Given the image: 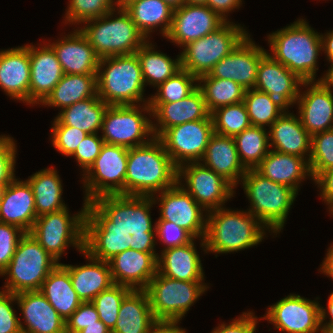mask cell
<instances>
[{
    "label": "cell",
    "mask_w": 333,
    "mask_h": 333,
    "mask_svg": "<svg viewBox=\"0 0 333 333\" xmlns=\"http://www.w3.org/2000/svg\"><path fill=\"white\" fill-rule=\"evenodd\" d=\"M152 196L106 195L86 204L84 251L108 262L127 249L156 253Z\"/></svg>",
    "instance_id": "obj_1"
},
{
    "label": "cell",
    "mask_w": 333,
    "mask_h": 333,
    "mask_svg": "<svg viewBox=\"0 0 333 333\" xmlns=\"http://www.w3.org/2000/svg\"><path fill=\"white\" fill-rule=\"evenodd\" d=\"M177 176L178 168L159 138L129 148L125 195L153 196L174 186Z\"/></svg>",
    "instance_id": "obj_2"
},
{
    "label": "cell",
    "mask_w": 333,
    "mask_h": 333,
    "mask_svg": "<svg viewBox=\"0 0 333 333\" xmlns=\"http://www.w3.org/2000/svg\"><path fill=\"white\" fill-rule=\"evenodd\" d=\"M268 229L248 210L225 206L207 212L206 233L200 246L205 253H234L258 245Z\"/></svg>",
    "instance_id": "obj_3"
},
{
    "label": "cell",
    "mask_w": 333,
    "mask_h": 333,
    "mask_svg": "<svg viewBox=\"0 0 333 333\" xmlns=\"http://www.w3.org/2000/svg\"><path fill=\"white\" fill-rule=\"evenodd\" d=\"M269 53L304 82L316 80L317 59L322 51L321 34L300 18L283 29L268 34Z\"/></svg>",
    "instance_id": "obj_4"
},
{
    "label": "cell",
    "mask_w": 333,
    "mask_h": 333,
    "mask_svg": "<svg viewBox=\"0 0 333 333\" xmlns=\"http://www.w3.org/2000/svg\"><path fill=\"white\" fill-rule=\"evenodd\" d=\"M106 66V67H105ZM136 53L102 58L97 71V95L108 105L149 103Z\"/></svg>",
    "instance_id": "obj_5"
},
{
    "label": "cell",
    "mask_w": 333,
    "mask_h": 333,
    "mask_svg": "<svg viewBox=\"0 0 333 333\" xmlns=\"http://www.w3.org/2000/svg\"><path fill=\"white\" fill-rule=\"evenodd\" d=\"M239 184L250 202L247 210L269 233H280L298 193L287 185L262 176L255 169H248Z\"/></svg>",
    "instance_id": "obj_6"
},
{
    "label": "cell",
    "mask_w": 333,
    "mask_h": 333,
    "mask_svg": "<svg viewBox=\"0 0 333 333\" xmlns=\"http://www.w3.org/2000/svg\"><path fill=\"white\" fill-rule=\"evenodd\" d=\"M77 28L86 36L100 59L134 54L147 41L129 13L121 8H115L106 15L88 20L83 23V27L81 25Z\"/></svg>",
    "instance_id": "obj_7"
},
{
    "label": "cell",
    "mask_w": 333,
    "mask_h": 333,
    "mask_svg": "<svg viewBox=\"0 0 333 333\" xmlns=\"http://www.w3.org/2000/svg\"><path fill=\"white\" fill-rule=\"evenodd\" d=\"M58 264L30 233H25L10 263L0 274L8 277L3 290L13 294L40 290L48 274Z\"/></svg>",
    "instance_id": "obj_8"
},
{
    "label": "cell",
    "mask_w": 333,
    "mask_h": 333,
    "mask_svg": "<svg viewBox=\"0 0 333 333\" xmlns=\"http://www.w3.org/2000/svg\"><path fill=\"white\" fill-rule=\"evenodd\" d=\"M208 288L204 281L176 280L157 272L145 290L158 322L179 323Z\"/></svg>",
    "instance_id": "obj_9"
},
{
    "label": "cell",
    "mask_w": 333,
    "mask_h": 333,
    "mask_svg": "<svg viewBox=\"0 0 333 333\" xmlns=\"http://www.w3.org/2000/svg\"><path fill=\"white\" fill-rule=\"evenodd\" d=\"M243 27L230 21L224 22L215 31L188 43L180 53L181 68L197 78L208 74L249 34Z\"/></svg>",
    "instance_id": "obj_10"
},
{
    "label": "cell",
    "mask_w": 333,
    "mask_h": 333,
    "mask_svg": "<svg viewBox=\"0 0 333 333\" xmlns=\"http://www.w3.org/2000/svg\"><path fill=\"white\" fill-rule=\"evenodd\" d=\"M86 204L77 214H69L68 208L36 218L30 234L58 262L69 246L84 250V218ZM71 215V216H70Z\"/></svg>",
    "instance_id": "obj_11"
},
{
    "label": "cell",
    "mask_w": 333,
    "mask_h": 333,
    "mask_svg": "<svg viewBox=\"0 0 333 333\" xmlns=\"http://www.w3.org/2000/svg\"><path fill=\"white\" fill-rule=\"evenodd\" d=\"M151 116L152 111L149 103L109 105L104 114L101 137L106 144L127 148L144 145L155 137L152 128L153 121L150 120Z\"/></svg>",
    "instance_id": "obj_12"
},
{
    "label": "cell",
    "mask_w": 333,
    "mask_h": 333,
    "mask_svg": "<svg viewBox=\"0 0 333 333\" xmlns=\"http://www.w3.org/2000/svg\"><path fill=\"white\" fill-rule=\"evenodd\" d=\"M129 148L106 144L95 162L83 175L84 201L92 202L106 195H125Z\"/></svg>",
    "instance_id": "obj_13"
},
{
    "label": "cell",
    "mask_w": 333,
    "mask_h": 333,
    "mask_svg": "<svg viewBox=\"0 0 333 333\" xmlns=\"http://www.w3.org/2000/svg\"><path fill=\"white\" fill-rule=\"evenodd\" d=\"M177 178L178 183L207 212L225 206L224 203L236 194L235 188L226 179L202 162L181 165L178 168Z\"/></svg>",
    "instance_id": "obj_14"
},
{
    "label": "cell",
    "mask_w": 333,
    "mask_h": 333,
    "mask_svg": "<svg viewBox=\"0 0 333 333\" xmlns=\"http://www.w3.org/2000/svg\"><path fill=\"white\" fill-rule=\"evenodd\" d=\"M214 133L211 114L202 120L186 122L167 129L159 139L177 168L200 162Z\"/></svg>",
    "instance_id": "obj_15"
},
{
    "label": "cell",
    "mask_w": 333,
    "mask_h": 333,
    "mask_svg": "<svg viewBox=\"0 0 333 333\" xmlns=\"http://www.w3.org/2000/svg\"><path fill=\"white\" fill-rule=\"evenodd\" d=\"M298 294L282 298L267 308L260 319L269 321L278 331L286 333H318L320 324V303Z\"/></svg>",
    "instance_id": "obj_16"
},
{
    "label": "cell",
    "mask_w": 333,
    "mask_h": 333,
    "mask_svg": "<svg viewBox=\"0 0 333 333\" xmlns=\"http://www.w3.org/2000/svg\"><path fill=\"white\" fill-rule=\"evenodd\" d=\"M152 198L154 204L160 202V217L157 220L174 222L187 230L195 240H204L207 211L178 182L158 195L154 194Z\"/></svg>",
    "instance_id": "obj_17"
},
{
    "label": "cell",
    "mask_w": 333,
    "mask_h": 333,
    "mask_svg": "<svg viewBox=\"0 0 333 333\" xmlns=\"http://www.w3.org/2000/svg\"><path fill=\"white\" fill-rule=\"evenodd\" d=\"M303 82L267 52L260 59L254 89L267 93L278 108L289 112L290 105H295L298 99Z\"/></svg>",
    "instance_id": "obj_18"
},
{
    "label": "cell",
    "mask_w": 333,
    "mask_h": 333,
    "mask_svg": "<svg viewBox=\"0 0 333 333\" xmlns=\"http://www.w3.org/2000/svg\"><path fill=\"white\" fill-rule=\"evenodd\" d=\"M267 52L248 34L229 55L213 66L208 75L233 80L246 90L254 89L260 59Z\"/></svg>",
    "instance_id": "obj_19"
},
{
    "label": "cell",
    "mask_w": 333,
    "mask_h": 333,
    "mask_svg": "<svg viewBox=\"0 0 333 333\" xmlns=\"http://www.w3.org/2000/svg\"><path fill=\"white\" fill-rule=\"evenodd\" d=\"M307 90L299 93L298 115L301 124L312 136L333 129V90L321 80L303 82Z\"/></svg>",
    "instance_id": "obj_20"
},
{
    "label": "cell",
    "mask_w": 333,
    "mask_h": 333,
    "mask_svg": "<svg viewBox=\"0 0 333 333\" xmlns=\"http://www.w3.org/2000/svg\"><path fill=\"white\" fill-rule=\"evenodd\" d=\"M224 22L207 5L185 3L174 10L172 25L166 38L183 48L215 31Z\"/></svg>",
    "instance_id": "obj_21"
},
{
    "label": "cell",
    "mask_w": 333,
    "mask_h": 333,
    "mask_svg": "<svg viewBox=\"0 0 333 333\" xmlns=\"http://www.w3.org/2000/svg\"><path fill=\"white\" fill-rule=\"evenodd\" d=\"M44 44V45H43ZM30 44L29 105L42 104L64 75L54 50L47 44Z\"/></svg>",
    "instance_id": "obj_22"
},
{
    "label": "cell",
    "mask_w": 333,
    "mask_h": 333,
    "mask_svg": "<svg viewBox=\"0 0 333 333\" xmlns=\"http://www.w3.org/2000/svg\"><path fill=\"white\" fill-rule=\"evenodd\" d=\"M158 253L127 249L108 261L113 283L145 290L157 273Z\"/></svg>",
    "instance_id": "obj_23"
},
{
    "label": "cell",
    "mask_w": 333,
    "mask_h": 333,
    "mask_svg": "<svg viewBox=\"0 0 333 333\" xmlns=\"http://www.w3.org/2000/svg\"><path fill=\"white\" fill-rule=\"evenodd\" d=\"M16 302L26 325L20 320L22 333H66L65 320L39 290L17 293Z\"/></svg>",
    "instance_id": "obj_24"
},
{
    "label": "cell",
    "mask_w": 333,
    "mask_h": 333,
    "mask_svg": "<svg viewBox=\"0 0 333 333\" xmlns=\"http://www.w3.org/2000/svg\"><path fill=\"white\" fill-rule=\"evenodd\" d=\"M152 111L154 136L159 138L167 129L192 122L206 119L210 113L207 110L203 93L197 87L186 98L170 103H149Z\"/></svg>",
    "instance_id": "obj_25"
},
{
    "label": "cell",
    "mask_w": 333,
    "mask_h": 333,
    "mask_svg": "<svg viewBox=\"0 0 333 333\" xmlns=\"http://www.w3.org/2000/svg\"><path fill=\"white\" fill-rule=\"evenodd\" d=\"M30 44L0 50V88L12 100L29 104Z\"/></svg>",
    "instance_id": "obj_26"
},
{
    "label": "cell",
    "mask_w": 333,
    "mask_h": 333,
    "mask_svg": "<svg viewBox=\"0 0 333 333\" xmlns=\"http://www.w3.org/2000/svg\"><path fill=\"white\" fill-rule=\"evenodd\" d=\"M72 32L47 43L54 50L64 74H97L99 56L79 28Z\"/></svg>",
    "instance_id": "obj_27"
},
{
    "label": "cell",
    "mask_w": 333,
    "mask_h": 333,
    "mask_svg": "<svg viewBox=\"0 0 333 333\" xmlns=\"http://www.w3.org/2000/svg\"><path fill=\"white\" fill-rule=\"evenodd\" d=\"M35 199L27 180L16 177L7 185L0 202V222L20 227L26 233L36 221Z\"/></svg>",
    "instance_id": "obj_28"
},
{
    "label": "cell",
    "mask_w": 333,
    "mask_h": 333,
    "mask_svg": "<svg viewBox=\"0 0 333 333\" xmlns=\"http://www.w3.org/2000/svg\"><path fill=\"white\" fill-rule=\"evenodd\" d=\"M271 150L296 155L309 161L312 136L301 124L299 116L283 112L269 127ZM307 155V156H306Z\"/></svg>",
    "instance_id": "obj_29"
},
{
    "label": "cell",
    "mask_w": 333,
    "mask_h": 333,
    "mask_svg": "<svg viewBox=\"0 0 333 333\" xmlns=\"http://www.w3.org/2000/svg\"><path fill=\"white\" fill-rule=\"evenodd\" d=\"M209 169L237 187L246 169L241 164L234 137L213 133L201 161Z\"/></svg>",
    "instance_id": "obj_30"
},
{
    "label": "cell",
    "mask_w": 333,
    "mask_h": 333,
    "mask_svg": "<svg viewBox=\"0 0 333 333\" xmlns=\"http://www.w3.org/2000/svg\"><path fill=\"white\" fill-rule=\"evenodd\" d=\"M89 263L84 265H62L69 271L70 280L78 298L91 302L99 293L113 285L109 263L97 260L81 252Z\"/></svg>",
    "instance_id": "obj_31"
},
{
    "label": "cell",
    "mask_w": 333,
    "mask_h": 333,
    "mask_svg": "<svg viewBox=\"0 0 333 333\" xmlns=\"http://www.w3.org/2000/svg\"><path fill=\"white\" fill-rule=\"evenodd\" d=\"M195 240L160 252L157 272L163 276L182 281H204L205 275Z\"/></svg>",
    "instance_id": "obj_32"
},
{
    "label": "cell",
    "mask_w": 333,
    "mask_h": 333,
    "mask_svg": "<svg viewBox=\"0 0 333 333\" xmlns=\"http://www.w3.org/2000/svg\"><path fill=\"white\" fill-rule=\"evenodd\" d=\"M255 170L271 181L293 188L297 193L307 176L312 179L305 158L275 150H270Z\"/></svg>",
    "instance_id": "obj_33"
},
{
    "label": "cell",
    "mask_w": 333,
    "mask_h": 333,
    "mask_svg": "<svg viewBox=\"0 0 333 333\" xmlns=\"http://www.w3.org/2000/svg\"><path fill=\"white\" fill-rule=\"evenodd\" d=\"M157 323L146 290H131L120 305L111 333H149Z\"/></svg>",
    "instance_id": "obj_34"
},
{
    "label": "cell",
    "mask_w": 333,
    "mask_h": 333,
    "mask_svg": "<svg viewBox=\"0 0 333 333\" xmlns=\"http://www.w3.org/2000/svg\"><path fill=\"white\" fill-rule=\"evenodd\" d=\"M39 291L65 321L82 303L72 286L69 271L62 263L48 274Z\"/></svg>",
    "instance_id": "obj_35"
},
{
    "label": "cell",
    "mask_w": 333,
    "mask_h": 333,
    "mask_svg": "<svg viewBox=\"0 0 333 333\" xmlns=\"http://www.w3.org/2000/svg\"><path fill=\"white\" fill-rule=\"evenodd\" d=\"M108 104L96 94L94 97L76 102L63 108L52 125L72 126L87 134L101 131L104 114Z\"/></svg>",
    "instance_id": "obj_36"
},
{
    "label": "cell",
    "mask_w": 333,
    "mask_h": 333,
    "mask_svg": "<svg viewBox=\"0 0 333 333\" xmlns=\"http://www.w3.org/2000/svg\"><path fill=\"white\" fill-rule=\"evenodd\" d=\"M125 10L147 40L158 27L162 37H166L170 31L174 9L163 0H137Z\"/></svg>",
    "instance_id": "obj_37"
},
{
    "label": "cell",
    "mask_w": 333,
    "mask_h": 333,
    "mask_svg": "<svg viewBox=\"0 0 333 333\" xmlns=\"http://www.w3.org/2000/svg\"><path fill=\"white\" fill-rule=\"evenodd\" d=\"M32 188L37 217L67 208L63 202V184L55 168H45L27 179Z\"/></svg>",
    "instance_id": "obj_38"
},
{
    "label": "cell",
    "mask_w": 333,
    "mask_h": 333,
    "mask_svg": "<svg viewBox=\"0 0 333 333\" xmlns=\"http://www.w3.org/2000/svg\"><path fill=\"white\" fill-rule=\"evenodd\" d=\"M97 94V74H64L41 104L61 110Z\"/></svg>",
    "instance_id": "obj_39"
},
{
    "label": "cell",
    "mask_w": 333,
    "mask_h": 333,
    "mask_svg": "<svg viewBox=\"0 0 333 333\" xmlns=\"http://www.w3.org/2000/svg\"><path fill=\"white\" fill-rule=\"evenodd\" d=\"M150 42L147 40L135 53L140 61L145 85L156 88L182 69L181 55L171 59L165 53L155 51V45Z\"/></svg>",
    "instance_id": "obj_40"
},
{
    "label": "cell",
    "mask_w": 333,
    "mask_h": 333,
    "mask_svg": "<svg viewBox=\"0 0 333 333\" xmlns=\"http://www.w3.org/2000/svg\"><path fill=\"white\" fill-rule=\"evenodd\" d=\"M198 88L203 93L210 114L220 107L243 102L246 91L233 80L214 78L208 74L198 77Z\"/></svg>",
    "instance_id": "obj_41"
},
{
    "label": "cell",
    "mask_w": 333,
    "mask_h": 333,
    "mask_svg": "<svg viewBox=\"0 0 333 333\" xmlns=\"http://www.w3.org/2000/svg\"><path fill=\"white\" fill-rule=\"evenodd\" d=\"M264 127L251 126L234 136L241 164L246 170L255 169L271 150L269 132Z\"/></svg>",
    "instance_id": "obj_42"
},
{
    "label": "cell",
    "mask_w": 333,
    "mask_h": 333,
    "mask_svg": "<svg viewBox=\"0 0 333 333\" xmlns=\"http://www.w3.org/2000/svg\"><path fill=\"white\" fill-rule=\"evenodd\" d=\"M214 133L231 136L252 126L244 102L223 106L211 113Z\"/></svg>",
    "instance_id": "obj_43"
},
{
    "label": "cell",
    "mask_w": 333,
    "mask_h": 333,
    "mask_svg": "<svg viewBox=\"0 0 333 333\" xmlns=\"http://www.w3.org/2000/svg\"><path fill=\"white\" fill-rule=\"evenodd\" d=\"M244 105L252 126L270 127L283 111L269 98L267 93L248 89L244 95Z\"/></svg>",
    "instance_id": "obj_44"
},
{
    "label": "cell",
    "mask_w": 333,
    "mask_h": 333,
    "mask_svg": "<svg viewBox=\"0 0 333 333\" xmlns=\"http://www.w3.org/2000/svg\"><path fill=\"white\" fill-rule=\"evenodd\" d=\"M198 87V78L189 71L181 69L174 76L160 84L149 103H170L186 98Z\"/></svg>",
    "instance_id": "obj_45"
},
{
    "label": "cell",
    "mask_w": 333,
    "mask_h": 333,
    "mask_svg": "<svg viewBox=\"0 0 333 333\" xmlns=\"http://www.w3.org/2000/svg\"><path fill=\"white\" fill-rule=\"evenodd\" d=\"M132 289L119 284H113L99 293L91 302L98 312L100 320L112 330L115 327L120 305L124 297Z\"/></svg>",
    "instance_id": "obj_46"
},
{
    "label": "cell",
    "mask_w": 333,
    "mask_h": 333,
    "mask_svg": "<svg viewBox=\"0 0 333 333\" xmlns=\"http://www.w3.org/2000/svg\"><path fill=\"white\" fill-rule=\"evenodd\" d=\"M309 168L314 180L321 172L333 167V129L312 135Z\"/></svg>",
    "instance_id": "obj_47"
},
{
    "label": "cell",
    "mask_w": 333,
    "mask_h": 333,
    "mask_svg": "<svg viewBox=\"0 0 333 333\" xmlns=\"http://www.w3.org/2000/svg\"><path fill=\"white\" fill-rule=\"evenodd\" d=\"M115 9L113 0H69L64 24L77 26Z\"/></svg>",
    "instance_id": "obj_48"
},
{
    "label": "cell",
    "mask_w": 333,
    "mask_h": 333,
    "mask_svg": "<svg viewBox=\"0 0 333 333\" xmlns=\"http://www.w3.org/2000/svg\"><path fill=\"white\" fill-rule=\"evenodd\" d=\"M51 144L64 156H71L78 145L88 135L86 132L66 125H52Z\"/></svg>",
    "instance_id": "obj_49"
},
{
    "label": "cell",
    "mask_w": 333,
    "mask_h": 333,
    "mask_svg": "<svg viewBox=\"0 0 333 333\" xmlns=\"http://www.w3.org/2000/svg\"><path fill=\"white\" fill-rule=\"evenodd\" d=\"M153 225L156 237L165 245L161 251L188 244L195 239L187 230L174 222L157 220Z\"/></svg>",
    "instance_id": "obj_50"
},
{
    "label": "cell",
    "mask_w": 333,
    "mask_h": 333,
    "mask_svg": "<svg viewBox=\"0 0 333 333\" xmlns=\"http://www.w3.org/2000/svg\"><path fill=\"white\" fill-rule=\"evenodd\" d=\"M25 231L12 224L0 222V274L10 263Z\"/></svg>",
    "instance_id": "obj_51"
},
{
    "label": "cell",
    "mask_w": 333,
    "mask_h": 333,
    "mask_svg": "<svg viewBox=\"0 0 333 333\" xmlns=\"http://www.w3.org/2000/svg\"><path fill=\"white\" fill-rule=\"evenodd\" d=\"M98 133L88 134L78 145L76 151L71 155L75 157L78 166L83 170V174L95 162V159L101 152L104 140Z\"/></svg>",
    "instance_id": "obj_52"
},
{
    "label": "cell",
    "mask_w": 333,
    "mask_h": 333,
    "mask_svg": "<svg viewBox=\"0 0 333 333\" xmlns=\"http://www.w3.org/2000/svg\"><path fill=\"white\" fill-rule=\"evenodd\" d=\"M16 147L11 136L0 135V184H9L16 177Z\"/></svg>",
    "instance_id": "obj_53"
},
{
    "label": "cell",
    "mask_w": 333,
    "mask_h": 333,
    "mask_svg": "<svg viewBox=\"0 0 333 333\" xmlns=\"http://www.w3.org/2000/svg\"><path fill=\"white\" fill-rule=\"evenodd\" d=\"M16 304V294L0 291V333H22L20 319L12 306Z\"/></svg>",
    "instance_id": "obj_54"
},
{
    "label": "cell",
    "mask_w": 333,
    "mask_h": 333,
    "mask_svg": "<svg viewBox=\"0 0 333 333\" xmlns=\"http://www.w3.org/2000/svg\"><path fill=\"white\" fill-rule=\"evenodd\" d=\"M100 320L92 302H82L78 309L65 321L66 333H78Z\"/></svg>",
    "instance_id": "obj_55"
},
{
    "label": "cell",
    "mask_w": 333,
    "mask_h": 333,
    "mask_svg": "<svg viewBox=\"0 0 333 333\" xmlns=\"http://www.w3.org/2000/svg\"><path fill=\"white\" fill-rule=\"evenodd\" d=\"M254 314L252 311L243 312L231 323L219 324L211 333H256L258 318Z\"/></svg>",
    "instance_id": "obj_56"
},
{
    "label": "cell",
    "mask_w": 333,
    "mask_h": 333,
    "mask_svg": "<svg viewBox=\"0 0 333 333\" xmlns=\"http://www.w3.org/2000/svg\"><path fill=\"white\" fill-rule=\"evenodd\" d=\"M313 181L320 190V198L331 212L333 210V167L321 172Z\"/></svg>",
    "instance_id": "obj_57"
},
{
    "label": "cell",
    "mask_w": 333,
    "mask_h": 333,
    "mask_svg": "<svg viewBox=\"0 0 333 333\" xmlns=\"http://www.w3.org/2000/svg\"><path fill=\"white\" fill-rule=\"evenodd\" d=\"M243 0H207L206 5L211 8L220 18L228 22V14L239 9Z\"/></svg>",
    "instance_id": "obj_58"
},
{
    "label": "cell",
    "mask_w": 333,
    "mask_h": 333,
    "mask_svg": "<svg viewBox=\"0 0 333 333\" xmlns=\"http://www.w3.org/2000/svg\"><path fill=\"white\" fill-rule=\"evenodd\" d=\"M327 309H325V307H322V305H320V324H321V328L322 331L324 332L326 329L333 327V292L330 294V296L328 297V302H327ZM329 314L330 316V320L329 322H325L326 318H328L329 316H327Z\"/></svg>",
    "instance_id": "obj_59"
},
{
    "label": "cell",
    "mask_w": 333,
    "mask_h": 333,
    "mask_svg": "<svg viewBox=\"0 0 333 333\" xmlns=\"http://www.w3.org/2000/svg\"><path fill=\"white\" fill-rule=\"evenodd\" d=\"M178 324L158 322L149 333H186V330L179 327Z\"/></svg>",
    "instance_id": "obj_60"
},
{
    "label": "cell",
    "mask_w": 333,
    "mask_h": 333,
    "mask_svg": "<svg viewBox=\"0 0 333 333\" xmlns=\"http://www.w3.org/2000/svg\"><path fill=\"white\" fill-rule=\"evenodd\" d=\"M322 52L326 55L329 63L333 62V30L321 34Z\"/></svg>",
    "instance_id": "obj_61"
},
{
    "label": "cell",
    "mask_w": 333,
    "mask_h": 333,
    "mask_svg": "<svg viewBox=\"0 0 333 333\" xmlns=\"http://www.w3.org/2000/svg\"><path fill=\"white\" fill-rule=\"evenodd\" d=\"M320 272L333 280V244L327 249L326 257L320 265Z\"/></svg>",
    "instance_id": "obj_62"
},
{
    "label": "cell",
    "mask_w": 333,
    "mask_h": 333,
    "mask_svg": "<svg viewBox=\"0 0 333 333\" xmlns=\"http://www.w3.org/2000/svg\"><path fill=\"white\" fill-rule=\"evenodd\" d=\"M78 333H111V330L101 320H98L97 324H91Z\"/></svg>",
    "instance_id": "obj_63"
},
{
    "label": "cell",
    "mask_w": 333,
    "mask_h": 333,
    "mask_svg": "<svg viewBox=\"0 0 333 333\" xmlns=\"http://www.w3.org/2000/svg\"><path fill=\"white\" fill-rule=\"evenodd\" d=\"M325 72L324 76L318 78V80H321L327 87L333 90V62H331L329 69Z\"/></svg>",
    "instance_id": "obj_64"
},
{
    "label": "cell",
    "mask_w": 333,
    "mask_h": 333,
    "mask_svg": "<svg viewBox=\"0 0 333 333\" xmlns=\"http://www.w3.org/2000/svg\"><path fill=\"white\" fill-rule=\"evenodd\" d=\"M137 0H113L115 8L125 9L128 5Z\"/></svg>",
    "instance_id": "obj_65"
},
{
    "label": "cell",
    "mask_w": 333,
    "mask_h": 333,
    "mask_svg": "<svg viewBox=\"0 0 333 333\" xmlns=\"http://www.w3.org/2000/svg\"><path fill=\"white\" fill-rule=\"evenodd\" d=\"M166 4H168L171 8L178 9L186 2L185 0H163Z\"/></svg>",
    "instance_id": "obj_66"
},
{
    "label": "cell",
    "mask_w": 333,
    "mask_h": 333,
    "mask_svg": "<svg viewBox=\"0 0 333 333\" xmlns=\"http://www.w3.org/2000/svg\"><path fill=\"white\" fill-rule=\"evenodd\" d=\"M187 4H200L206 5L207 0H185Z\"/></svg>",
    "instance_id": "obj_67"
},
{
    "label": "cell",
    "mask_w": 333,
    "mask_h": 333,
    "mask_svg": "<svg viewBox=\"0 0 333 333\" xmlns=\"http://www.w3.org/2000/svg\"><path fill=\"white\" fill-rule=\"evenodd\" d=\"M7 185L8 184H0V202L2 201V198H3Z\"/></svg>",
    "instance_id": "obj_68"
},
{
    "label": "cell",
    "mask_w": 333,
    "mask_h": 333,
    "mask_svg": "<svg viewBox=\"0 0 333 333\" xmlns=\"http://www.w3.org/2000/svg\"><path fill=\"white\" fill-rule=\"evenodd\" d=\"M323 333H333V327L326 329Z\"/></svg>",
    "instance_id": "obj_69"
}]
</instances>
